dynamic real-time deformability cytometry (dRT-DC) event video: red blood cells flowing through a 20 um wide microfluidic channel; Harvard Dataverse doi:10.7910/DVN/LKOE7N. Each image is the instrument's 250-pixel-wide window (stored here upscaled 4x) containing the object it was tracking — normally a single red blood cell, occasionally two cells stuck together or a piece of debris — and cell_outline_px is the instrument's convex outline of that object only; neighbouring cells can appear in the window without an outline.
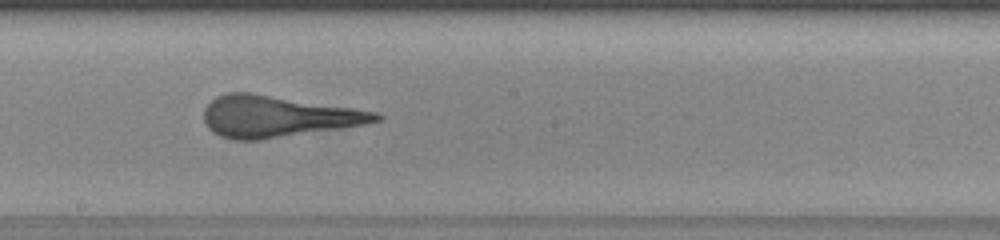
{"species": "human", "species_latin": "Homo sapiens", "temperature_condition": "warm", "stored_images_in_passage": 51, "camera_frame_rate_fps": 3000, "um_per_image_px": 0.085, "donor": {"sex": "female"}, "frame": {"image": 1, "passage_image": 30, "time_ms": 9.667, "image_size_px": [1000, 240], "cell_outline_px": [[384, 116], [380, 120], [368, 124], [260, 140], [236, 140], [220, 136], [212, 132], [208, 128], [204, 120], [204, 108], [216, 96], [228, 92], [252, 92], [356, 108], [376, 112]], "centroid_in_image_um": [23.59, 9.89], "position_along_channel_um": 224.6, "area_um2": 41.73}}